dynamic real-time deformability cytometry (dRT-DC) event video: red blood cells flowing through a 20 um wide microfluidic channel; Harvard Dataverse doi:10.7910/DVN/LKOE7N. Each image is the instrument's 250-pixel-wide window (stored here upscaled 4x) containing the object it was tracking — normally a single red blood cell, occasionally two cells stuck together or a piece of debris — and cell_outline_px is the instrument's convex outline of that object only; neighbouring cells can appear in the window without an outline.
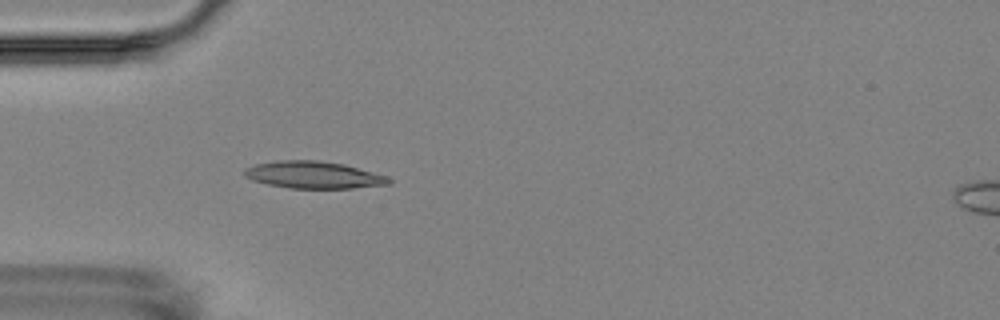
{"species": "Egyptian fruit bat (a non-hibernating species)", "species_latin": "Rousettus aegyptiacus", "temperature_condition": "room temperature", "stored_images_in_passage": 5, "camera_frame_rate_fps": 3000, "um_per_image_px": 0.085, "animal": {"sex": "female"}, "frame": {"image": 1, "passage_image": 5, "time_ms": 4.667, "image_size_px": [1000, 320], "cell_outline_px": [[392, 184], [352, 188], [288, 188], [268, 184], [252, 180], [244, 176], [244, 168], [256, 164], [276, 160], [316, 160], [344, 164], [388, 176], [392, 180]], "centroid_in_image_um": [26.66, 14.86], "position_along_channel_um": 58.3, "area_um2": 22.89}}